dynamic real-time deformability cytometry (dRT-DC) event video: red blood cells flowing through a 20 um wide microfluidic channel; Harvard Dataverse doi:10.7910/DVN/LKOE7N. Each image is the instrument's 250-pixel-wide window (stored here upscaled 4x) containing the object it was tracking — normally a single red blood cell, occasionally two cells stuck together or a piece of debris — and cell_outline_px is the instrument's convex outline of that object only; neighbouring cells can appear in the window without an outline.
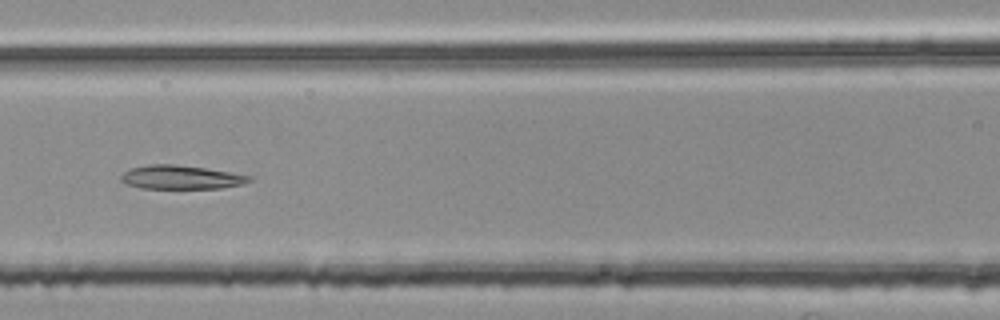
{"species": "common noctule bat (a hibernating species)", "species_latin": "Nyctalus noctula", "temperature_condition": "room temperature", "stored_images_in_passage": 53, "segment_of_instrument_passage": [2, 2], "camera_frame_rate_fps": 3000, "um_per_image_px": 0.085, "animal": {"sex": "female", "body_mass_g": 25.1}, "frame": {"image": 1, "passage_image": 24, "time_ms": 7.667, "image_size_px": [1000, 320], "cell_outline_px": [[252, 180], [244, 184], [220, 188], [140, 188], [128, 184], [120, 180], [120, 176], [128, 168], [148, 164], [172, 164], [204, 168], [252, 176]], "centroid_in_image_um": [15.35, 15.06], "position_along_channel_um": 151.2, "area_um2": 17.69}}
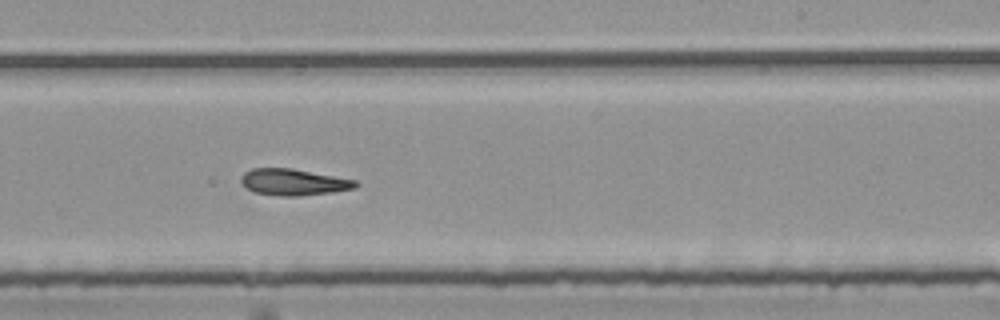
{"frame": {"image": 2, "passage_image": 33, "time_ms": 10.667, "image_size_px": [1000, 320], "cell_outline_px": [[360, 184], [356, 188], [336, 192], [296, 196], [280, 196], [256, 192], [248, 188], [240, 180], [240, 176], [244, 172], [252, 168], [292, 168], [356, 180]], "centroid_in_image_um": [24.99, 15.47], "position_along_channel_um": 264.0, "area_um2": 17.69}}
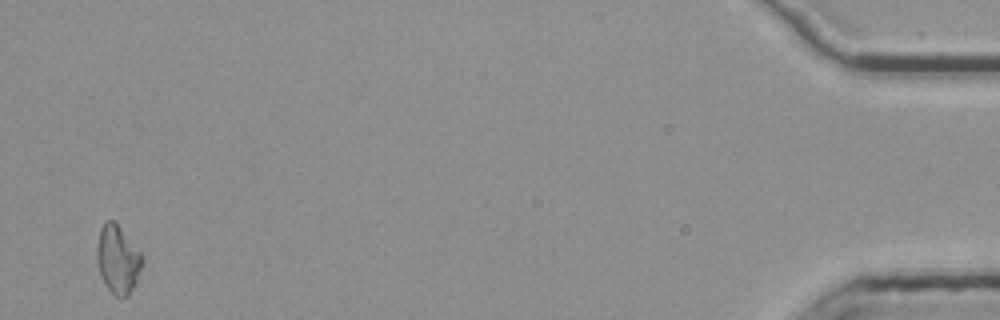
{"frame": {"image": 3, "passage_image": 53, "time_ms": 17.333, "image_size_px": [1000, 320], "cell_outline_px": [[144, 264], [128, 296], [116, 296], [104, 284], [100, 276], [96, 264], [96, 248], [100, 228], [104, 220], [116, 220], [144, 256]], "centroid_in_image_um": [10.0, 21.99], "position_along_channel_um": 425.2, "area_um2": 18.5}}